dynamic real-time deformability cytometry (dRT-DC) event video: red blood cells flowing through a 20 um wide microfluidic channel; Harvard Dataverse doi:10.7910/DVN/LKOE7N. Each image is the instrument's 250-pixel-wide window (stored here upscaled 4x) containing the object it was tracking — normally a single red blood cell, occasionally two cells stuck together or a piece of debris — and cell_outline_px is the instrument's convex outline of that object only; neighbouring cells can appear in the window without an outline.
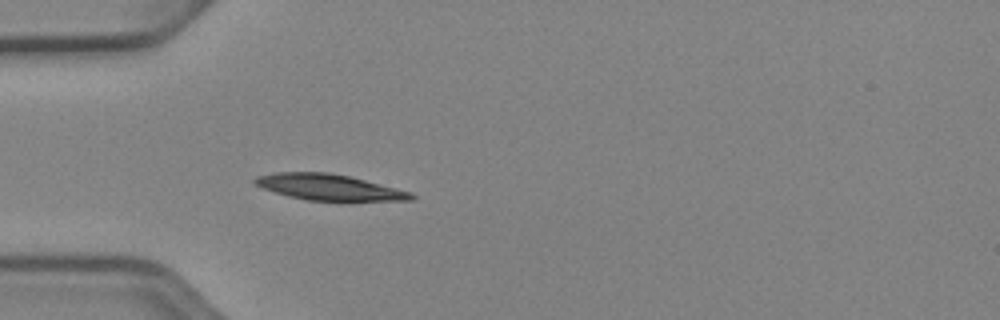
{"species": "Egyptian fruit bat (a non-hibernating species)", "species_latin": "Rousettus aegyptiacus", "temperature_condition": "cold", "stored_images_in_passage": 37, "camera_frame_rate_fps": 3000, "um_per_image_px": 0.085, "animal": {"sex": "female"}, "frame": {"image": 1, "passage_image": 1, "time_ms": 0.0, "image_size_px": [1000, 320], "cell_outline_px": [[416, 196], [412, 200], [308, 200], [288, 196], [264, 188], [256, 184], [252, 180], [256, 176], [276, 172], [328, 172], [348, 176], [412, 192]], "centroid_in_image_um": [27.94, 15.9], "position_along_channel_um": 57.1, "area_um2": 23.18}}
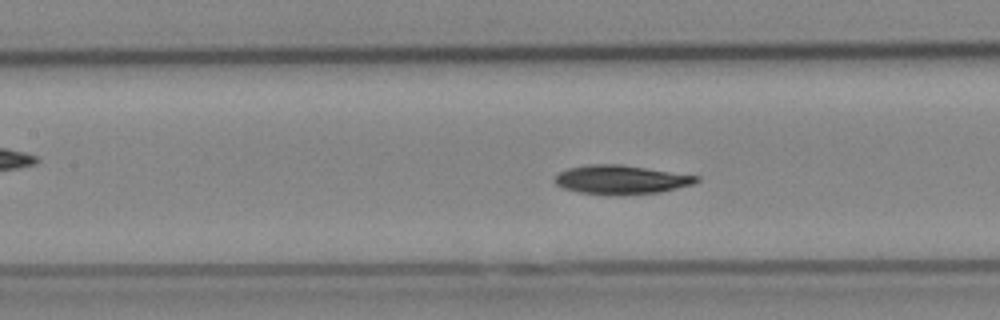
{"frame": {"image": 2, "passage_image": 9, "time_ms": 2.667, "image_size_px": [1000, 320], "cell_outline_px": [[700, 180], [692, 184], [660, 192], [620, 196], [608, 196], [580, 192], [564, 188], [556, 184], [552, 180], [560, 172], [568, 168], [588, 164], [620, 164], [700, 176]], "centroid_in_image_um": [52.77, 15.28], "position_along_channel_um": 154.6, "area_um2": 24.1}}
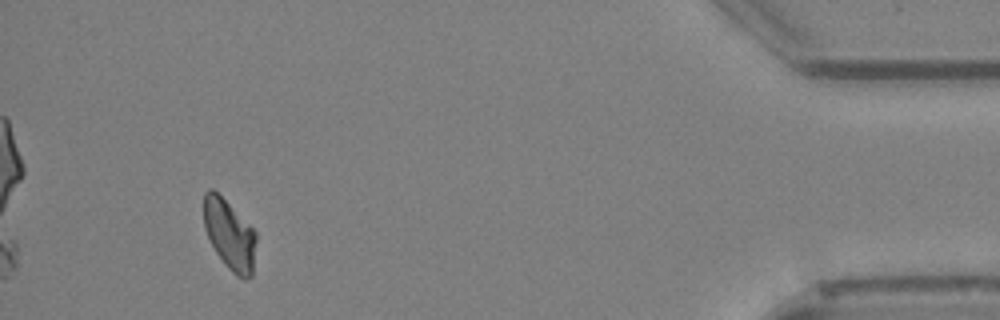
{"frame": {"image": 3, "passage_image": 34, "time_ms": 11.0, "image_size_px": [1000, 320], "cell_outline_px": [[256, 240], [252, 276], [248, 280], [244, 280], [236, 276], [224, 264], [216, 252], [204, 228], [204, 192], [208, 188], [212, 188], [256, 232]], "centroid_in_image_um": [19.51, 19.99], "position_along_channel_um": 415.7, "area_um2": 21.1}, "authors_computed_cell_mechanics": {"area_um2": 23.1778, "velocity_mm_per_s": 3.9066, "shape_relaxation_time_tau1_ms": 8.6595, "shape_relaxation_time_tau2_ms": null, "deformation_change_tau1": 0.1797, "deformation_change_tau2": null}}